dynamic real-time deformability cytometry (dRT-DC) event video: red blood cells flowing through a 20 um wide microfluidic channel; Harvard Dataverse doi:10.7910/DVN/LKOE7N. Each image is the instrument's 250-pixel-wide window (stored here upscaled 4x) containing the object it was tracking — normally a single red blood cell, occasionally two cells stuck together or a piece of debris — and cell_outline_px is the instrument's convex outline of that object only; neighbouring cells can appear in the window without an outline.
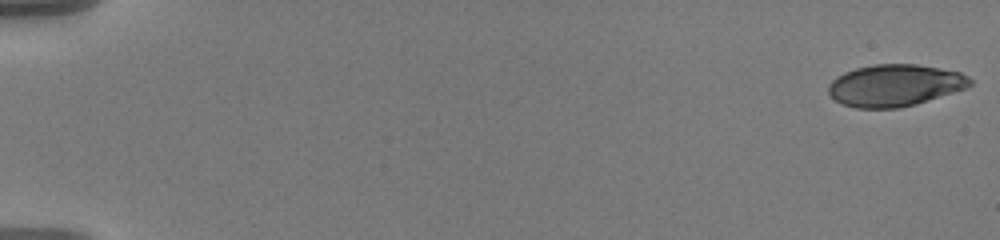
{"species": "human", "species_latin": "Homo sapiens", "temperature_condition": "warm", "stored_images_in_passage": 58, "camera_frame_rate_fps": 3000, "um_per_image_px": 0.085, "donor": {"sex": "male"}, "frame": {"image": 1, "passage_image": 1, "time_ms": 0.0, "image_size_px": [1000, 240], "cell_outline_px": [[972, 84], [968, 88], [916, 104], [900, 108], [856, 108], [844, 104], [836, 100], [828, 92], [828, 84], [836, 76], [844, 72], [856, 68], [872, 64], [916, 64], [960, 72], [968, 76], [972, 80]], "centroid_in_image_um": [76.07, 7.25], "position_along_channel_um": 8.9, "area_um2": 34.68}}
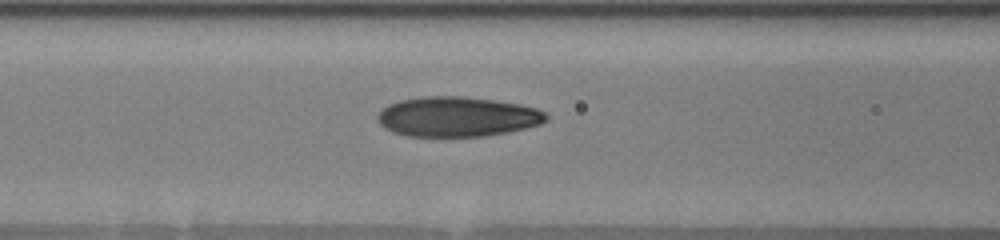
{"frame": {"image": 2, "passage_image": 26, "time_ms": 8.333, "image_size_px": [1000, 240], "cell_outline_px": [[548, 120], [540, 124], [508, 132], [484, 136], [408, 136], [392, 132], [384, 128], [376, 120], [376, 116], [380, 108], [388, 104], [400, 100], [424, 96], [464, 96], [496, 100], [520, 104], [536, 108], [544, 112], [548, 116]], "centroid_in_image_um": [38.83, 9.91], "position_along_channel_um": 127.8, "area_um2": 39.54}}
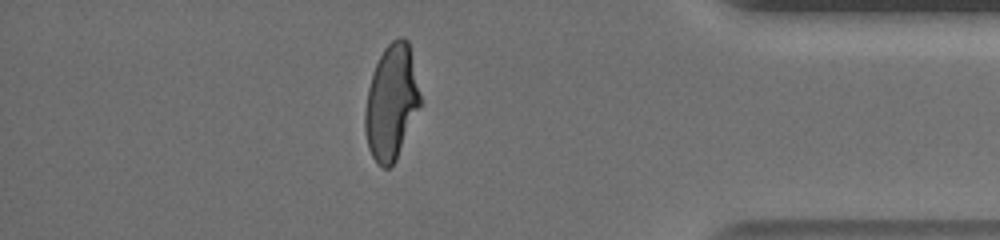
{"frame": {"image": 3, "passage_image": 51, "time_ms": 16.667, "image_size_px": [1000, 240], "cell_outline_px": [[420, 104], [396, 160], [388, 168], [384, 168], [372, 156], [368, 148], [364, 128], [364, 112], [368, 88], [376, 64], [384, 48], [392, 40], [400, 36], [404, 36], [408, 40], [420, 96]], "centroid_in_image_um": [33.24, 8.68], "position_along_channel_um": 402.0, "area_um2": 36.36}, "authors_computed_cell_mechanics": {"area_um2": 37.4544, "velocity_mm_per_s": 3.5963, "shape_relaxation_time_tau1_ms": 5.007, "shape_relaxation_time_tau2_ms": 0.9505, "deformation_change_tau1": 0.2197, "deformation_change_tau2": 0.0677}}